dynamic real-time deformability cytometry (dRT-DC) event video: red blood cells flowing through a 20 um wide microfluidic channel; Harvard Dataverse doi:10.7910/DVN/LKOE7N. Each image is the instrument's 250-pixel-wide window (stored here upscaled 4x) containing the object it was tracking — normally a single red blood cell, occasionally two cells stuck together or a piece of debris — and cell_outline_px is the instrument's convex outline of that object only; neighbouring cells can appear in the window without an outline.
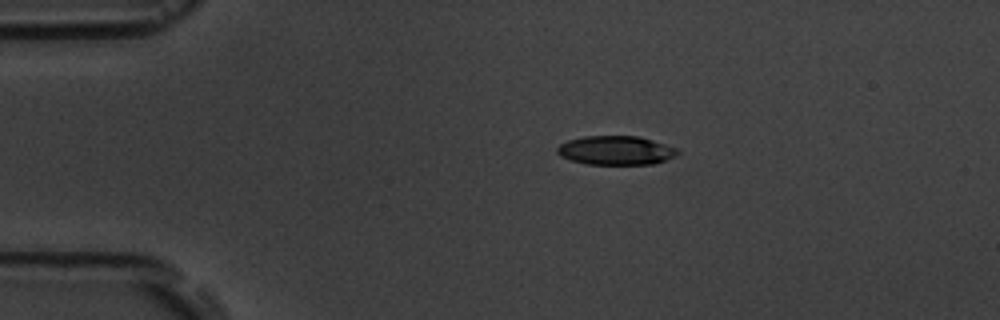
{"species": "common noctule bat (a hibernating species)", "species_latin": "Nyctalus noctula", "temperature_condition": "room temperature", "stored_images_in_passage": 10, "camera_frame_rate_fps": 3000, "um_per_image_px": 0.085, "animal": {"sex": "male", "body_mass_g": 19.5, "forearm_length_mm": 54.6}, "frame": {"image": 1, "passage_image": 2, "time_ms": 1.0, "image_size_px": [1000, 320], "cell_outline_px": [[680, 152], [676, 156], [656, 164], [588, 164], [572, 160], [560, 156], [556, 152], [556, 148], [560, 144], [568, 140], [584, 136], [636, 136], [652, 140], [676, 148]], "centroid_in_image_um": [52.35, 12.78], "position_along_channel_um": 32.7, "area_um2": 20.29}}
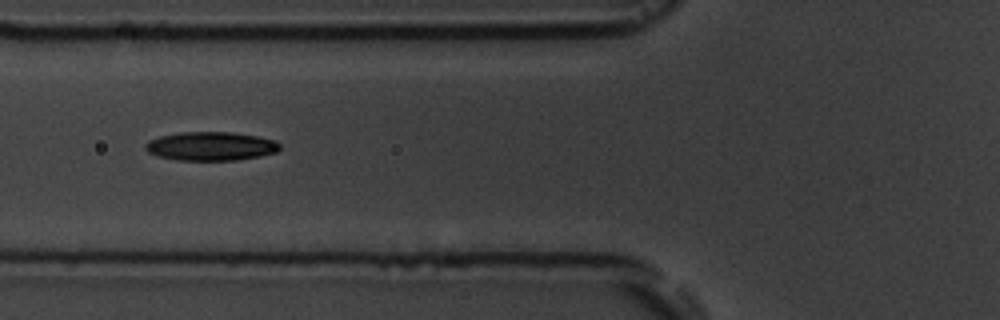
{"frame": {"image": 2, "passage_image": 5, "time_ms": 4.333, "image_size_px": [1000, 320], "cell_outline_px": [[280, 148], [276, 152], [260, 156], [236, 160], [176, 160], [156, 156], [148, 152], [144, 148], [144, 144], [148, 140], [160, 136], [180, 132], [232, 132], [256, 136], [276, 140], [280, 144]], "centroid_in_image_um": [17.89, 12.42], "position_along_channel_um": 107.9, "area_um2": 22.66}}
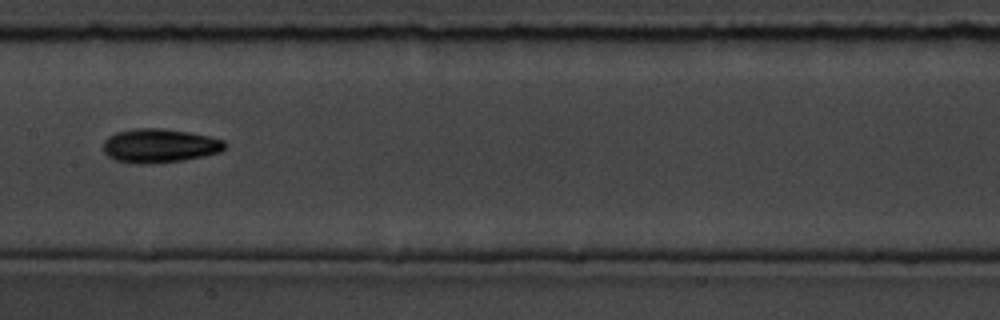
{"frame": {"image": 3, "passage_image": 7, "time_ms": 6.667, "image_size_px": [1000, 320], "cell_outline_px": [[228, 144], [220, 152], [204, 156], [184, 160], [140, 164], [116, 160], [108, 156], [104, 152], [104, 140], [108, 136], [116, 132], [136, 128], [164, 128], [188, 132], [208, 136], [224, 140]], "centroid_in_image_um": [13.57, 12.37], "position_along_channel_um": 193.8, "area_um2": 23.99}}